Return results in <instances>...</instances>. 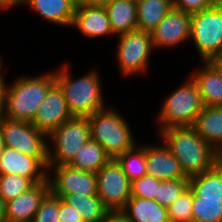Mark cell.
Segmentation results:
<instances>
[{"label": "cell", "instance_id": "obj_33", "mask_svg": "<svg viewBox=\"0 0 222 222\" xmlns=\"http://www.w3.org/2000/svg\"><path fill=\"white\" fill-rule=\"evenodd\" d=\"M161 181L149 174L133 180L131 182V197L155 200Z\"/></svg>", "mask_w": 222, "mask_h": 222}, {"label": "cell", "instance_id": "obj_26", "mask_svg": "<svg viewBox=\"0 0 222 222\" xmlns=\"http://www.w3.org/2000/svg\"><path fill=\"white\" fill-rule=\"evenodd\" d=\"M193 197L222 198V171L215 165L211 170L189 178Z\"/></svg>", "mask_w": 222, "mask_h": 222}, {"label": "cell", "instance_id": "obj_45", "mask_svg": "<svg viewBox=\"0 0 222 222\" xmlns=\"http://www.w3.org/2000/svg\"><path fill=\"white\" fill-rule=\"evenodd\" d=\"M2 65H3V64H1V60H0V70H2V69H1ZM0 72H1V71H0Z\"/></svg>", "mask_w": 222, "mask_h": 222}, {"label": "cell", "instance_id": "obj_16", "mask_svg": "<svg viewBox=\"0 0 222 222\" xmlns=\"http://www.w3.org/2000/svg\"><path fill=\"white\" fill-rule=\"evenodd\" d=\"M161 143L146 145L147 174L159 180L189 179L184 175L178 159L163 141Z\"/></svg>", "mask_w": 222, "mask_h": 222}, {"label": "cell", "instance_id": "obj_43", "mask_svg": "<svg viewBox=\"0 0 222 222\" xmlns=\"http://www.w3.org/2000/svg\"><path fill=\"white\" fill-rule=\"evenodd\" d=\"M215 61L222 68V54Z\"/></svg>", "mask_w": 222, "mask_h": 222}, {"label": "cell", "instance_id": "obj_38", "mask_svg": "<svg viewBox=\"0 0 222 222\" xmlns=\"http://www.w3.org/2000/svg\"><path fill=\"white\" fill-rule=\"evenodd\" d=\"M22 0H0V10L12 8L21 5Z\"/></svg>", "mask_w": 222, "mask_h": 222}, {"label": "cell", "instance_id": "obj_11", "mask_svg": "<svg viewBox=\"0 0 222 222\" xmlns=\"http://www.w3.org/2000/svg\"><path fill=\"white\" fill-rule=\"evenodd\" d=\"M48 180L50 191L53 194H74L97 195V176L96 173L82 171L69 164L48 167Z\"/></svg>", "mask_w": 222, "mask_h": 222}, {"label": "cell", "instance_id": "obj_15", "mask_svg": "<svg viewBox=\"0 0 222 222\" xmlns=\"http://www.w3.org/2000/svg\"><path fill=\"white\" fill-rule=\"evenodd\" d=\"M50 192L47 179L6 202V222H32L43 199Z\"/></svg>", "mask_w": 222, "mask_h": 222}, {"label": "cell", "instance_id": "obj_24", "mask_svg": "<svg viewBox=\"0 0 222 222\" xmlns=\"http://www.w3.org/2000/svg\"><path fill=\"white\" fill-rule=\"evenodd\" d=\"M78 210L84 222H101L109 211L98 195L55 194Z\"/></svg>", "mask_w": 222, "mask_h": 222}, {"label": "cell", "instance_id": "obj_25", "mask_svg": "<svg viewBox=\"0 0 222 222\" xmlns=\"http://www.w3.org/2000/svg\"><path fill=\"white\" fill-rule=\"evenodd\" d=\"M110 159L98 142L89 139L69 165L82 171L97 173Z\"/></svg>", "mask_w": 222, "mask_h": 222}, {"label": "cell", "instance_id": "obj_6", "mask_svg": "<svg viewBox=\"0 0 222 222\" xmlns=\"http://www.w3.org/2000/svg\"><path fill=\"white\" fill-rule=\"evenodd\" d=\"M89 139L88 117L73 116L65 121L48 136L53 144L48 147V167L69 164Z\"/></svg>", "mask_w": 222, "mask_h": 222}, {"label": "cell", "instance_id": "obj_39", "mask_svg": "<svg viewBox=\"0 0 222 222\" xmlns=\"http://www.w3.org/2000/svg\"><path fill=\"white\" fill-rule=\"evenodd\" d=\"M0 222H6V202L0 196Z\"/></svg>", "mask_w": 222, "mask_h": 222}, {"label": "cell", "instance_id": "obj_35", "mask_svg": "<svg viewBox=\"0 0 222 222\" xmlns=\"http://www.w3.org/2000/svg\"><path fill=\"white\" fill-rule=\"evenodd\" d=\"M59 219L60 222H84L78 210L65 203L59 197Z\"/></svg>", "mask_w": 222, "mask_h": 222}, {"label": "cell", "instance_id": "obj_23", "mask_svg": "<svg viewBox=\"0 0 222 222\" xmlns=\"http://www.w3.org/2000/svg\"><path fill=\"white\" fill-rule=\"evenodd\" d=\"M137 29L152 32L173 8L172 0H137Z\"/></svg>", "mask_w": 222, "mask_h": 222}, {"label": "cell", "instance_id": "obj_28", "mask_svg": "<svg viewBox=\"0 0 222 222\" xmlns=\"http://www.w3.org/2000/svg\"><path fill=\"white\" fill-rule=\"evenodd\" d=\"M222 198L193 197L192 222H221Z\"/></svg>", "mask_w": 222, "mask_h": 222}, {"label": "cell", "instance_id": "obj_40", "mask_svg": "<svg viewBox=\"0 0 222 222\" xmlns=\"http://www.w3.org/2000/svg\"><path fill=\"white\" fill-rule=\"evenodd\" d=\"M4 76L0 73V115L2 113V101H3V88H4Z\"/></svg>", "mask_w": 222, "mask_h": 222}, {"label": "cell", "instance_id": "obj_8", "mask_svg": "<svg viewBox=\"0 0 222 222\" xmlns=\"http://www.w3.org/2000/svg\"><path fill=\"white\" fill-rule=\"evenodd\" d=\"M117 60L121 73L131 76L146 72L155 48L150 32L138 29L118 36Z\"/></svg>", "mask_w": 222, "mask_h": 222}, {"label": "cell", "instance_id": "obj_3", "mask_svg": "<svg viewBox=\"0 0 222 222\" xmlns=\"http://www.w3.org/2000/svg\"><path fill=\"white\" fill-rule=\"evenodd\" d=\"M69 68L65 63L55 70V83L63 91L71 115L89 117L105 108L99 73L93 69L75 80Z\"/></svg>", "mask_w": 222, "mask_h": 222}, {"label": "cell", "instance_id": "obj_12", "mask_svg": "<svg viewBox=\"0 0 222 222\" xmlns=\"http://www.w3.org/2000/svg\"><path fill=\"white\" fill-rule=\"evenodd\" d=\"M17 174L30 178L35 184L48 178V157H31L6 147L0 156V175Z\"/></svg>", "mask_w": 222, "mask_h": 222}, {"label": "cell", "instance_id": "obj_7", "mask_svg": "<svg viewBox=\"0 0 222 222\" xmlns=\"http://www.w3.org/2000/svg\"><path fill=\"white\" fill-rule=\"evenodd\" d=\"M202 61H215L222 54V4L191 14V33Z\"/></svg>", "mask_w": 222, "mask_h": 222}, {"label": "cell", "instance_id": "obj_18", "mask_svg": "<svg viewBox=\"0 0 222 222\" xmlns=\"http://www.w3.org/2000/svg\"><path fill=\"white\" fill-rule=\"evenodd\" d=\"M72 27L90 38L114 35L105 7H76Z\"/></svg>", "mask_w": 222, "mask_h": 222}, {"label": "cell", "instance_id": "obj_19", "mask_svg": "<svg viewBox=\"0 0 222 222\" xmlns=\"http://www.w3.org/2000/svg\"><path fill=\"white\" fill-rule=\"evenodd\" d=\"M30 6L43 19L60 26L72 25L76 9L75 0H22L21 5Z\"/></svg>", "mask_w": 222, "mask_h": 222}, {"label": "cell", "instance_id": "obj_41", "mask_svg": "<svg viewBox=\"0 0 222 222\" xmlns=\"http://www.w3.org/2000/svg\"><path fill=\"white\" fill-rule=\"evenodd\" d=\"M216 165L222 171V148L216 150Z\"/></svg>", "mask_w": 222, "mask_h": 222}, {"label": "cell", "instance_id": "obj_2", "mask_svg": "<svg viewBox=\"0 0 222 222\" xmlns=\"http://www.w3.org/2000/svg\"><path fill=\"white\" fill-rule=\"evenodd\" d=\"M54 84L55 71L38 77H19L10 86L5 81L1 116L31 123Z\"/></svg>", "mask_w": 222, "mask_h": 222}, {"label": "cell", "instance_id": "obj_10", "mask_svg": "<svg viewBox=\"0 0 222 222\" xmlns=\"http://www.w3.org/2000/svg\"><path fill=\"white\" fill-rule=\"evenodd\" d=\"M97 195L109 211L122 210L131 198V181L115 159L97 173Z\"/></svg>", "mask_w": 222, "mask_h": 222}, {"label": "cell", "instance_id": "obj_4", "mask_svg": "<svg viewBox=\"0 0 222 222\" xmlns=\"http://www.w3.org/2000/svg\"><path fill=\"white\" fill-rule=\"evenodd\" d=\"M88 120L90 139L98 142L111 159L135 146L127 120L116 109L103 108L89 116Z\"/></svg>", "mask_w": 222, "mask_h": 222}, {"label": "cell", "instance_id": "obj_21", "mask_svg": "<svg viewBox=\"0 0 222 222\" xmlns=\"http://www.w3.org/2000/svg\"><path fill=\"white\" fill-rule=\"evenodd\" d=\"M115 35H122L137 29V2L131 0H110L105 5Z\"/></svg>", "mask_w": 222, "mask_h": 222}, {"label": "cell", "instance_id": "obj_36", "mask_svg": "<svg viewBox=\"0 0 222 222\" xmlns=\"http://www.w3.org/2000/svg\"><path fill=\"white\" fill-rule=\"evenodd\" d=\"M101 222H132L121 210L108 211Z\"/></svg>", "mask_w": 222, "mask_h": 222}, {"label": "cell", "instance_id": "obj_29", "mask_svg": "<svg viewBox=\"0 0 222 222\" xmlns=\"http://www.w3.org/2000/svg\"><path fill=\"white\" fill-rule=\"evenodd\" d=\"M34 185L30 178L17 174L0 175V196L5 202H9Z\"/></svg>", "mask_w": 222, "mask_h": 222}, {"label": "cell", "instance_id": "obj_30", "mask_svg": "<svg viewBox=\"0 0 222 222\" xmlns=\"http://www.w3.org/2000/svg\"><path fill=\"white\" fill-rule=\"evenodd\" d=\"M193 192L187 187L181 195L167 207L170 222H192Z\"/></svg>", "mask_w": 222, "mask_h": 222}, {"label": "cell", "instance_id": "obj_17", "mask_svg": "<svg viewBox=\"0 0 222 222\" xmlns=\"http://www.w3.org/2000/svg\"><path fill=\"white\" fill-rule=\"evenodd\" d=\"M202 67L191 73L204 106L222 105V68L216 61H202Z\"/></svg>", "mask_w": 222, "mask_h": 222}, {"label": "cell", "instance_id": "obj_13", "mask_svg": "<svg viewBox=\"0 0 222 222\" xmlns=\"http://www.w3.org/2000/svg\"><path fill=\"white\" fill-rule=\"evenodd\" d=\"M71 117L73 116L69 111L63 91L55 83L47 92L31 123L49 136Z\"/></svg>", "mask_w": 222, "mask_h": 222}, {"label": "cell", "instance_id": "obj_42", "mask_svg": "<svg viewBox=\"0 0 222 222\" xmlns=\"http://www.w3.org/2000/svg\"><path fill=\"white\" fill-rule=\"evenodd\" d=\"M4 148H5V144H4L3 136L0 130V156L3 153Z\"/></svg>", "mask_w": 222, "mask_h": 222}, {"label": "cell", "instance_id": "obj_9", "mask_svg": "<svg viewBox=\"0 0 222 222\" xmlns=\"http://www.w3.org/2000/svg\"><path fill=\"white\" fill-rule=\"evenodd\" d=\"M0 130L6 147L31 157H48V136L32 123L0 115Z\"/></svg>", "mask_w": 222, "mask_h": 222}, {"label": "cell", "instance_id": "obj_22", "mask_svg": "<svg viewBox=\"0 0 222 222\" xmlns=\"http://www.w3.org/2000/svg\"><path fill=\"white\" fill-rule=\"evenodd\" d=\"M121 211L132 222H170L167 208L153 199L131 197Z\"/></svg>", "mask_w": 222, "mask_h": 222}, {"label": "cell", "instance_id": "obj_14", "mask_svg": "<svg viewBox=\"0 0 222 222\" xmlns=\"http://www.w3.org/2000/svg\"><path fill=\"white\" fill-rule=\"evenodd\" d=\"M191 14L173 7L151 32L154 47H173L190 39Z\"/></svg>", "mask_w": 222, "mask_h": 222}, {"label": "cell", "instance_id": "obj_34", "mask_svg": "<svg viewBox=\"0 0 222 222\" xmlns=\"http://www.w3.org/2000/svg\"><path fill=\"white\" fill-rule=\"evenodd\" d=\"M173 7L193 14L208 9L213 5L210 0H172Z\"/></svg>", "mask_w": 222, "mask_h": 222}, {"label": "cell", "instance_id": "obj_31", "mask_svg": "<svg viewBox=\"0 0 222 222\" xmlns=\"http://www.w3.org/2000/svg\"><path fill=\"white\" fill-rule=\"evenodd\" d=\"M188 182L189 179L162 180L155 201L167 208L188 187Z\"/></svg>", "mask_w": 222, "mask_h": 222}, {"label": "cell", "instance_id": "obj_1", "mask_svg": "<svg viewBox=\"0 0 222 222\" xmlns=\"http://www.w3.org/2000/svg\"><path fill=\"white\" fill-rule=\"evenodd\" d=\"M160 133V138L178 159L187 178L211 170L216 165V150L192 126L167 128Z\"/></svg>", "mask_w": 222, "mask_h": 222}, {"label": "cell", "instance_id": "obj_32", "mask_svg": "<svg viewBox=\"0 0 222 222\" xmlns=\"http://www.w3.org/2000/svg\"><path fill=\"white\" fill-rule=\"evenodd\" d=\"M58 215L59 196L50 191L36 211L32 222H60Z\"/></svg>", "mask_w": 222, "mask_h": 222}, {"label": "cell", "instance_id": "obj_27", "mask_svg": "<svg viewBox=\"0 0 222 222\" xmlns=\"http://www.w3.org/2000/svg\"><path fill=\"white\" fill-rule=\"evenodd\" d=\"M115 160L131 182L147 174L146 144L135 145L132 149L117 156Z\"/></svg>", "mask_w": 222, "mask_h": 222}, {"label": "cell", "instance_id": "obj_37", "mask_svg": "<svg viewBox=\"0 0 222 222\" xmlns=\"http://www.w3.org/2000/svg\"><path fill=\"white\" fill-rule=\"evenodd\" d=\"M76 7L96 6L105 7L110 0H75Z\"/></svg>", "mask_w": 222, "mask_h": 222}, {"label": "cell", "instance_id": "obj_5", "mask_svg": "<svg viewBox=\"0 0 222 222\" xmlns=\"http://www.w3.org/2000/svg\"><path fill=\"white\" fill-rule=\"evenodd\" d=\"M184 85L170 94L162 108L157 122L160 131L172 127H191L204 108L196 82L190 76Z\"/></svg>", "mask_w": 222, "mask_h": 222}, {"label": "cell", "instance_id": "obj_44", "mask_svg": "<svg viewBox=\"0 0 222 222\" xmlns=\"http://www.w3.org/2000/svg\"><path fill=\"white\" fill-rule=\"evenodd\" d=\"M213 4H222V0H210Z\"/></svg>", "mask_w": 222, "mask_h": 222}, {"label": "cell", "instance_id": "obj_20", "mask_svg": "<svg viewBox=\"0 0 222 222\" xmlns=\"http://www.w3.org/2000/svg\"><path fill=\"white\" fill-rule=\"evenodd\" d=\"M192 127L215 150L222 148V105L204 106Z\"/></svg>", "mask_w": 222, "mask_h": 222}]
</instances>
